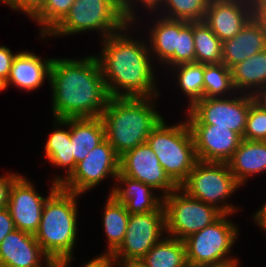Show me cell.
<instances>
[{
	"mask_svg": "<svg viewBox=\"0 0 266 267\" xmlns=\"http://www.w3.org/2000/svg\"><path fill=\"white\" fill-rule=\"evenodd\" d=\"M132 25L101 39V53L95 57L107 92L110 97H159L148 41L128 35Z\"/></svg>",
	"mask_w": 266,
	"mask_h": 267,
	"instance_id": "6da1fadb",
	"label": "cell"
},
{
	"mask_svg": "<svg viewBox=\"0 0 266 267\" xmlns=\"http://www.w3.org/2000/svg\"><path fill=\"white\" fill-rule=\"evenodd\" d=\"M49 84L54 119L101 117L110 99L95 55L53 58Z\"/></svg>",
	"mask_w": 266,
	"mask_h": 267,
	"instance_id": "7a4b0ae2",
	"label": "cell"
},
{
	"mask_svg": "<svg viewBox=\"0 0 266 267\" xmlns=\"http://www.w3.org/2000/svg\"><path fill=\"white\" fill-rule=\"evenodd\" d=\"M158 97H110L101 114L105 138L120 158L147 142L152 130L163 119L156 111Z\"/></svg>",
	"mask_w": 266,
	"mask_h": 267,
	"instance_id": "3957f363",
	"label": "cell"
},
{
	"mask_svg": "<svg viewBox=\"0 0 266 267\" xmlns=\"http://www.w3.org/2000/svg\"><path fill=\"white\" fill-rule=\"evenodd\" d=\"M82 195L67 191L60 186L47 198L35 239L55 267H69L75 258L78 197Z\"/></svg>",
	"mask_w": 266,
	"mask_h": 267,
	"instance_id": "277c9868",
	"label": "cell"
},
{
	"mask_svg": "<svg viewBox=\"0 0 266 267\" xmlns=\"http://www.w3.org/2000/svg\"><path fill=\"white\" fill-rule=\"evenodd\" d=\"M184 120L170 126L163 118L147 138L165 173L178 187L198 161L191 129Z\"/></svg>",
	"mask_w": 266,
	"mask_h": 267,
	"instance_id": "5b68a950",
	"label": "cell"
},
{
	"mask_svg": "<svg viewBox=\"0 0 266 267\" xmlns=\"http://www.w3.org/2000/svg\"><path fill=\"white\" fill-rule=\"evenodd\" d=\"M129 23L123 10V0H76L66 16L41 39L92 30L98 31L105 39Z\"/></svg>",
	"mask_w": 266,
	"mask_h": 267,
	"instance_id": "8992f818",
	"label": "cell"
},
{
	"mask_svg": "<svg viewBox=\"0 0 266 267\" xmlns=\"http://www.w3.org/2000/svg\"><path fill=\"white\" fill-rule=\"evenodd\" d=\"M241 186L228 163L198 160L179 188L188 196L216 207L223 214H232L239 208L228 204L227 199Z\"/></svg>",
	"mask_w": 266,
	"mask_h": 267,
	"instance_id": "52a82bcc",
	"label": "cell"
},
{
	"mask_svg": "<svg viewBox=\"0 0 266 267\" xmlns=\"http://www.w3.org/2000/svg\"><path fill=\"white\" fill-rule=\"evenodd\" d=\"M228 216L231 214H223L211 225L183 240L190 267L239 261L238 258L229 255L232 254L231 248L238 238L239 229Z\"/></svg>",
	"mask_w": 266,
	"mask_h": 267,
	"instance_id": "ba28073f",
	"label": "cell"
},
{
	"mask_svg": "<svg viewBox=\"0 0 266 267\" xmlns=\"http://www.w3.org/2000/svg\"><path fill=\"white\" fill-rule=\"evenodd\" d=\"M163 207L165 234L182 241L223 215L216 207L188 196L179 187L163 197Z\"/></svg>",
	"mask_w": 266,
	"mask_h": 267,
	"instance_id": "9c48e42d",
	"label": "cell"
},
{
	"mask_svg": "<svg viewBox=\"0 0 266 267\" xmlns=\"http://www.w3.org/2000/svg\"><path fill=\"white\" fill-rule=\"evenodd\" d=\"M253 100V95L238 92L234 97L203 98L186 110L188 117L185 119L189 125L227 127L243 138Z\"/></svg>",
	"mask_w": 266,
	"mask_h": 267,
	"instance_id": "30bf717a",
	"label": "cell"
},
{
	"mask_svg": "<svg viewBox=\"0 0 266 267\" xmlns=\"http://www.w3.org/2000/svg\"><path fill=\"white\" fill-rule=\"evenodd\" d=\"M164 232L163 204L156 211L130 214L123 242L111 256L116 262L140 261L163 237Z\"/></svg>",
	"mask_w": 266,
	"mask_h": 267,
	"instance_id": "8fae6325",
	"label": "cell"
},
{
	"mask_svg": "<svg viewBox=\"0 0 266 267\" xmlns=\"http://www.w3.org/2000/svg\"><path fill=\"white\" fill-rule=\"evenodd\" d=\"M119 159L105 138L76 164L72 173L59 186L79 195L85 194L109 176L116 180Z\"/></svg>",
	"mask_w": 266,
	"mask_h": 267,
	"instance_id": "7c38bea8",
	"label": "cell"
},
{
	"mask_svg": "<svg viewBox=\"0 0 266 267\" xmlns=\"http://www.w3.org/2000/svg\"><path fill=\"white\" fill-rule=\"evenodd\" d=\"M35 184L20 175L10 190L7 208L13 219L15 228L30 234L39 229L43 206L47 198L59 187L52 181L49 195L44 197L36 191Z\"/></svg>",
	"mask_w": 266,
	"mask_h": 267,
	"instance_id": "4fadbf2b",
	"label": "cell"
},
{
	"mask_svg": "<svg viewBox=\"0 0 266 267\" xmlns=\"http://www.w3.org/2000/svg\"><path fill=\"white\" fill-rule=\"evenodd\" d=\"M119 172L150 185L157 191H162L163 197L178 188L165 173L157 155L147 142L136 146L120 157Z\"/></svg>",
	"mask_w": 266,
	"mask_h": 267,
	"instance_id": "5bb4252c",
	"label": "cell"
},
{
	"mask_svg": "<svg viewBox=\"0 0 266 267\" xmlns=\"http://www.w3.org/2000/svg\"><path fill=\"white\" fill-rule=\"evenodd\" d=\"M253 17V0H210L204 22L224 42L239 33Z\"/></svg>",
	"mask_w": 266,
	"mask_h": 267,
	"instance_id": "9a60e30c",
	"label": "cell"
},
{
	"mask_svg": "<svg viewBox=\"0 0 266 267\" xmlns=\"http://www.w3.org/2000/svg\"><path fill=\"white\" fill-rule=\"evenodd\" d=\"M194 139L197 159L205 162L227 163L242 138L227 127L189 125Z\"/></svg>",
	"mask_w": 266,
	"mask_h": 267,
	"instance_id": "2e32d148",
	"label": "cell"
},
{
	"mask_svg": "<svg viewBox=\"0 0 266 267\" xmlns=\"http://www.w3.org/2000/svg\"><path fill=\"white\" fill-rule=\"evenodd\" d=\"M0 267H55V264L34 234L15 229L0 244Z\"/></svg>",
	"mask_w": 266,
	"mask_h": 267,
	"instance_id": "e0dca14e",
	"label": "cell"
},
{
	"mask_svg": "<svg viewBox=\"0 0 266 267\" xmlns=\"http://www.w3.org/2000/svg\"><path fill=\"white\" fill-rule=\"evenodd\" d=\"M53 58L41 59L29 51H19L13 60L4 88L15 86L25 91H33L42 87L45 79H50V68Z\"/></svg>",
	"mask_w": 266,
	"mask_h": 267,
	"instance_id": "ac0fdd59",
	"label": "cell"
},
{
	"mask_svg": "<svg viewBox=\"0 0 266 267\" xmlns=\"http://www.w3.org/2000/svg\"><path fill=\"white\" fill-rule=\"evenodd\" d=\"M116 180L118 183L114 184L109 195H112L119 203L124 204L129 214L156 211L163 204V196L156 195L153 192L155 189L150 185L122 175L120 172Z\"/></svg>",
	"mask_w": 266,
	"mask_h": 267,
	"instance_id": "d6986e66",
	"label": "cell"
},
{
	"mask_svg": "<svg viewBox=\"0 0 266 267\" xmlns=\"http://www.w3.org/2000/svg\"><path fill=\"white\" fill-rule=\"evenodd\" d=\"M266 49V32L253 17L233 38L222 42V63L230 70L238 63Z\"/></svg>",
	"mask_w": 266,
	"mask_h": 267,
	"instance_id": "ffe728a7",
	"label": "cell"
},
{
	"mask_svg": "<svg viewBox=\"0 0 266 267\" xmlns=\"http://www.w3.org/2000/svg\"><path fill=\"white\" fill-rule=\"evenodd\" d=\"M54 121L55 125L53 126L57 128H54V131L49 134L45 144V156L53 166L66 170L65 177L57 175L53 178V182L60 185L75 169L76 163L73 155V143H71L70 138V118L54 119Z\"/></svg>",
	"mask_w": 266,
	"mask_h": 267,
	"instance_id": "44dd1931",
	"label": "cell"
},
{
	"mask_svg": "<svg viewBox=\"0 0 266 267\" xmlns=\"http://www.w3.org/2000/svg\"><path fill=\"white\" fill-rule=\"evenodd\" d=\"M227 163L236 180L245 185L252 175L266 172V141L242 139Z\"/></svg>",
	"mask_w": 266,
	"mask_h": 267,
	"instance_id": "7402d4cb",
	"label": "cell"
},
{
	"mask_svg": "<svg viewBox=\"0 0 266 267\" xmlns=\"http://www.w3.org/2000/svg\"><path fill=\"white\" fill-rule=\"evenodd\" d=\"M154 25L149 30V49L154 53L158 63L165 64L169 68L174 66V51L177 49L178 42V20L164 18L161 15L154 18ZM150 42V43H149Z\"/></svg>",
	"mask_w": 266,
	"mask_h": 267,
	"instance_id": "603a6c76",
	"label": "cell"
},
{
	"mask_svg": "<svg viewBox=\"0 0 266 267\" xmlns=\"http://www.w3.org/2000/svg\"><path fill=\"white\" fill-rule=\"evenodd\" d=\"M231 72L236 92L254 95L266 87V49L238 63Z\"/></svg>",
	"mask_w": 266,
	"mask_h": 267,
	"instance_id": "cb8c5ba5",
	"label": "cell"
},
{
	"mask_svg": "<svg viewBox=\"0 0 266 267\" xmlns=\"http://www.w3.org/2000/svg\"><path fill=\"white\" fill-rule=\"evenodd\" d=\"M145 267H188L185 244L167 235L140 260Z\"/></svg>",
	"mask_w": 266,
	"mask_h": 267,
	"instance_id": "d4e9b609",
	"label": "cell"
},
{
	"mask_svg": "<svg viewBox=\"0 0 266 267\" xmlns=\"http://www.w3.org/2000/svg\"><path fill=\"white\" fill-rule=\"evenodd\" d=\"M129 215L124 204L119 203L112 195L108 196L102 218L108 247L101 254L111 255L123 242Z\"/></svg>",
	"mask_w": 266,
	"mask_h": 267,
	"instance_id": "484cf974",
	"label": "cell"
},
{
	"mask_svg": "<svg viewBox=\"0 0 266 267\" xmlns=\"http://www.w3.org/2000/svg\"><path fill=\"white\" fill-rule=\"evenodd\" d=\"M195 62L215 64L222 62V41L204 21L193 22Z\"/></svg>",
	"mask_w": 266,
	"mask_h": 267,
	"instance_id": "4316f807",
	"label": "cell"
},
{
	"mask_svg": "<svg viewBox=\"0 0 266 267\" xmlns=\"http://www.w3.org/2000/svg\"><path fill=\"white\" fill-rule=\"evenodd\" d=\"M178 82L177 85L182 93L188 98L189 110L197 101L203 99V86H204V64L198 62L182 63L173 66Z\"/></svg>",
	"mask_w": 266,
	"mask_h": 267,
	"instance_id": "83f0119b",
	"label": "cell"
},
{
	"mask_svg": "<svg viewBox=\"0 0 266 267\" xmlns=\"http://www.w3.org/2000/svg\"><path fill=\"white\" fill-rule=\"evenodd\" d=\"M203 75V98H225L237 93L232 82V72L224 63L204 64Z\"/></svg>",
	"mask_w": 266,
	"mask_h": 267,
	"instance_id": "f1b7e54d",
	"label": "cell"
},
{
	"mask_svg": "<svg viewBox=\"0 0 266 267\" xmlns=\"http://www.w3.org/2000/svg\"><path fill=\"white\" fill-rule=\"evenodd\" d=\"M210 0H164L156 10L162 17L187 22L204 21Z\"/></svg>",
	"mask_w": 266,
	"mask_h": 267,
	"instance_id": "f546056e",
	"label": "cell"
},
{
	"mask_svg": "<svg viewBox=\"0 0 266 267\" xmlns=\"http://www.w3.org/2000/svg\"><path fill=\"white\" fill-rule=\"evenodd\" d=\"M70 138H75L90 152L105 139V128L100 117L70 118Z\"/></svg>",
	"mask_w": 266,
	"mask_h": 267,
	"instance_id": "4dcf8cb0",
	"label": "cell"
},
{
	"mask_svg": "<svg viewBox=\"0 0 266 267\" xmlns=\"http://www.w3.org/2000/svg\"><path fill=\"white\" fill-rule=\"evenodd\" d=\"M75 1L46 0L43 10L33 19L40 25L39 37H45L66 16Z\"/></svg>",
	"mask_w": 266,
	"mask_h": 267,
	"instance_id": "1f68e13d",
	"label": "cell"
},
{
	"mask_svg": "<svg viewBox=\"0 0 266 267\" xmlns=\"http://www.w3.org/2000/svg\"><path fill=\"white\" fill-rule=\"evenodd\" d=\"M195 62L193 22L178 20V42L174 51V66Z\"/></svg>",
	"mask_w": 266,
	"mask_h": 267,
	"instance_id": "d6a6232c",
	"label": "cell"
},
{
	"mask_svg": "<svg viewBox=\"0 0 266 267\" xmlns=\"http://www.w3.org/2000/svg\"><path fill=\"white\" fill-rule=\"evenodd\" d=\"M244 140L266 141V111L254 100L250 104Z\"/></svg>",
	"mask_w": 266,
	"mask_h": 267,
	"instance_id": "836d02e7",
	"label": "cell"
},
{
	"mask_svg": "<svg viewBox=\"0 0 266 267\" xmlns=\"http://www.w3.org/2000/svg\"><path fill=\"white\" fill-rule=\"evenodd\" d=\"M45 2L46 0H7L4 4L16 12H24L32 20L43 10Z\"/></svg>",
	"mask_w": 266,
	"mask_h": 267,
	"instance_id": "e575fe53",
	"label": "cell"
},
{
	"mask_svg": "<svg viewBox=\"0 0 266 267\" xmlns=\"http://www.w3.org/2000/svg\"><path fill=\"white\" fill-rule=\"evenodd\" d=\"M163 1L164 0H123V10H124V13H125L127 19L130 22L135 23L138 21V19L136 17V15L138 14L136 12L137 7H135L136 4L138 6V2H139V4L140 3L142 4L141 5L142 7H146L147 8L146 10L151 12V15H152V13L156 12V10L161 6ZM134 3H136V4H134Z\"/></svg>",
	"mask_w": 266,
	"mask_h": 267,
	"instance_id": "d590c367",
	"label": "cell"
},
{
	"mask_svg": "<svg viewBox=\"0 0 266 267\" xmlns=\"http://www.w3.org/2000/svg\"><path fill=\"white\" fill-rule=\"evenodd\" d=\"M18 53L13 54L10 48L0 46V81L3 83L7 81L13 60Z\"/></svg>",
	"mask_w": 266,
	"mask_h": 267,
	"instance_id": "8d00e7d4",
	"label": "cell"
},
{
	"mask_svg": "<svg viewBox=\"0 0 266 267\" xmlns=\"http://www.w3.org/2000/svg\"><path fill=\"white\" fill-rule=\"evenodd\" d=\"M20 176L16 173H8L0 176V209L6 208L9 201L10 190L13 182Z\"/></svg>",
	"mask_w": 266,
	"mask_h": 267,
	"instance_id": "74e56055",
	"label": "cell"
},
{
	"mask_svg": "<svg viewBox=\"0 0 266 267\" xmlns=\"http://www.w3.org/2000/svg\"><path fill=\"white\" fill-rule=\"evenodd\" d=\"M15 225L8 208L0 209V244L4 238L14 231Z\"/></svg>",
	"mask_w": 266,
	"mask_h": 267,
	"instance_id": "f35d334b",
	"label": "cell"
},
{
	"mask_svg": "<svg viewBox=\"0 0 266 267\" xmlns=\"http://www.w3.org/2000/svg\"><path fill=\"white\" fill-rule=\"evenodd\" d=\"M117 267V262L111 255L99 254V256L93 258L87 263L83 264L82 267Z\"/></svg>",
	"mask_w": 266,
	"mask_h": 267,
	"instance_id": "ab89813d",
	"label": "cell"
},
{
	"mask_svg": "<svg viewBox=\"0 0 266 267\" xmlns=\"http://www.w3.org/2000/svg\"><path fill=\"white\" fill-rule=\"evenodd\" d=\"M254 18L262 25L266 32V0H253Z\"/></svg>",
	"mask_w": 266,
	"mask_h": 267,
	"instance_id": "60d3db41",
	"label": "cell"
},
{
	"mask_svg": "<svg viewBox=\"0 0 266 267\" xmlns=\"http://www.w3.org/2000/svg\"><path fill=\"white\" fill-rule=\"evenodd\" d=\"M255 221L254 223H257V226L262 229L266 234V202L261 206L260 209H258L255 214H252Z\"/></svg>",
	"mask_w": 266,
	"mask_h": 267,
	"instance_id": "b9f144b4",
	"label": "cell"
},
{
	"mask_svg": "<svg viewBox=\"0 0 266 267\" xmlns=\"http://www.w3.org/2000/svg\"><path fill=\"white\" fill-rule=\"evenodd\" d=\"M71 143H73V149H74L73 155L75 163L77 164L88 155L89 151L85 148V146L81 145L80 143H76L75 138H71Z\"/></svg>",
	"mask_w": 266,
	"mask_h": 267,
	"instance_id": "7bdbcfd3",
	"label": "cell"
},
{
	"mask_svg": "<svg viewBox=\"0 0 266 267\" xmlns=\"http://www.w3.org/2000/svg\"><path fill=\"white\" fill-rule=\"evenodd\" d=\"M253 97L254 101L266 111V87L259 89Z\"/></svg>",
	"mask_w": 266,
	"mask_h": 267,
	"instance_id": "ee69618b",
	"label": "cell"
},
{
	"mask_svg": "<svg viewBox=\"0 0 266 267\" xmlns=\"http://www.w3.org/2000/svg\"><path fill=\"white\" fill-rule=\"evenodd\" d=\"M195 267H239V261H223L215 264H204Z\"/></svg>",
	"mask_w": 266,
	"mask_h": 267,
	"instance_id": "f6af8a7d",
	"label": "cell"
},
{
	"mask_svg": "<svg viewBox=\"0 0 266 267\" xmlns=\"http://www.w3.org/2000/svg\"><path fill=\"white\" fill-rule=\"evenodd\" d=\"M145 267L140 261L117 262V267Z\"/></svg>",
	"mask_w": 266,
	"mask_h": 267,
	"instance_id": "bcb514c9",
	"label": "cell"
},
{
	"mask_svg": "<svg viewBox=\"0 0 266 267\" xmlns=\"http://www.w3.org/2000/svg\"><path fill=\"white\" fill-rule=\"evenodd\" d=\"M3 90H5L4 83L2 81H0V92Z\"/></svg>",
	"mask_w": 266,
	"mask_h": 267,
	"instance_id": "7dc6e473",
	"label": "cell"
},
{
	"mask_svg": "<svg viewBox=\"0 0 266 267\" xmlns=\"http://www.w3.org/2000/svg\"><path fill=\"white\" fill-rule=\"evenodd\" d=\"M6 1H7V0H0V2L3 3V4H4Z\"/></svg>",
	"mask_w": 266,
	"mask_h": 267,
	"instance_id": "c3c4849f",
	"label": "cell"
}]
</instances>
